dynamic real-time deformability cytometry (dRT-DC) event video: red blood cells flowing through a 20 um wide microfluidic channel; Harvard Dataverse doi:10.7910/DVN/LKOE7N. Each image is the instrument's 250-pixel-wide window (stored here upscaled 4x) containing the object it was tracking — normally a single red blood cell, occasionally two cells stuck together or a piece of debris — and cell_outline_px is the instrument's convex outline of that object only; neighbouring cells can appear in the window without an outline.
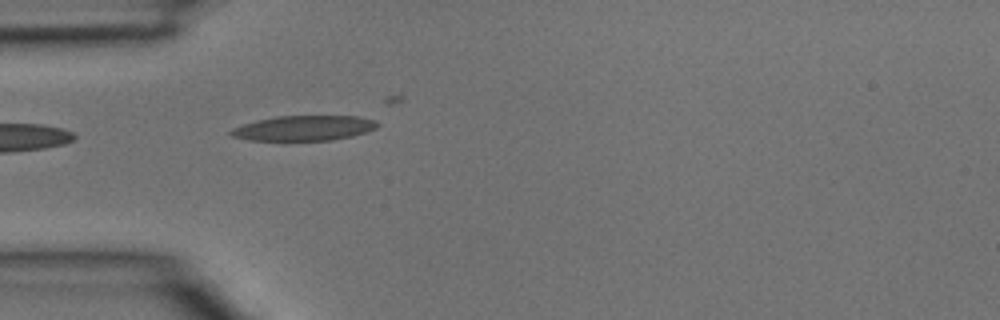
{"species": "common noctule bat (a hibernating species)", "species_latin": "Nyctalus noctula", "temperature_condition": "room temperature", "stored_images_in_passage": 4, "camera_frame_rate_fps": 3000, "um_per_image_px": 0.085, "animal": {"sex": "male", "body_mass_g": 15.6}, "frame": {"image": 1, "passage_image": 4, "time_ms": 1.0, "image_size_px": [1000, 320], "cell_outline_px": [[380, 124], [376, 128], [352, 136], [332, 140], [248, 140], [232, 136], [228, 132], [232, 128], [256, 120], [276, 116], [360, 116], [376, 120]], "centroid_in_image_um": [25.84, 10.88], "position_along_channel_um": 59.2, "area_um2": 21.39}}